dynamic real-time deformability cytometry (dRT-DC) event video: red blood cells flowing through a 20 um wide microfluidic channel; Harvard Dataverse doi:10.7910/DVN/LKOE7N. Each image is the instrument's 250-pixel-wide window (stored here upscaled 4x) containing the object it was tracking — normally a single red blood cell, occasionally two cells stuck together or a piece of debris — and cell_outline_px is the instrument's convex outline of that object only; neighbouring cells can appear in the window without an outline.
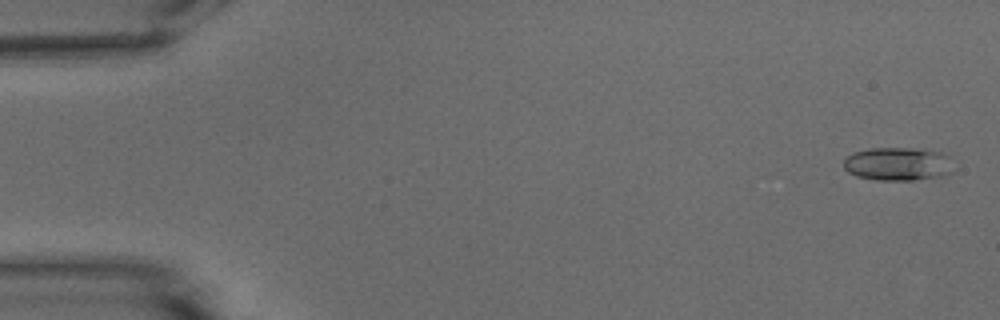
{"species": "common noctule bat (a hibernating species)", "species_latin": "Nyctalus noctula", "temperature_condition": "warm", "stored_images_in_passage": 54, "camera_frame_rate_fps": 3000, "um_per_image_px": 0.085, "animal": {"sex": "male", "body_mass_g": 15.6}, "frame": {"image": 1, "passage_image": 2, "time_ms": 0.333, "image_size_px": [1000, 320], "cell_outline_px": [[956, 168], [952, 172], [940, 176], [912, 180], [876, 180], [856, 176], [848, 172], [844, 168], [844, 160], [852, 152], [868, 148], [912, 148], [940, 152], [948, 156]], "centroid_in_image_um": [76.32, 13.93], "position_along_channel_um": 8.7, "area_um2": 21.5}}
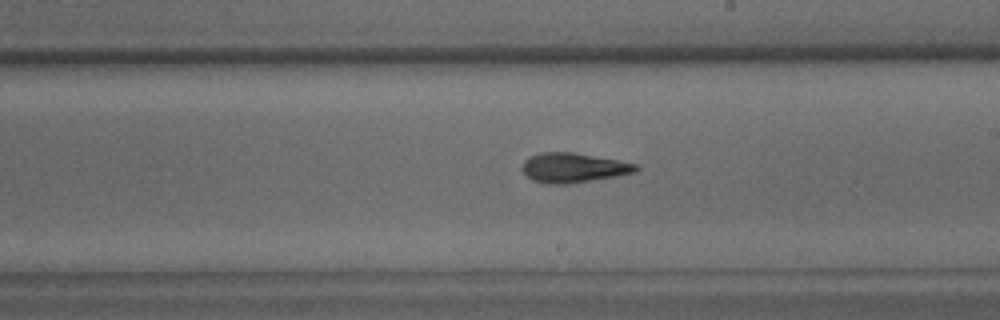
{"frame": {"image": 2, "passage_image": 31, "time_ms": 10.0, "image_size_px": [1000, 320], "cell_outline_px": [[640, 168], [636, 172], [616, 176], [568, 184], [548, 184], [532, 180], [520, 168], [524, 160], [528, 156], [540, 152], [572, 152], [640, 164]], "centroid_in_image_um": [48.73, 14.25], "position_along_channel_um": 240.3, "area_um2": 19.77}}
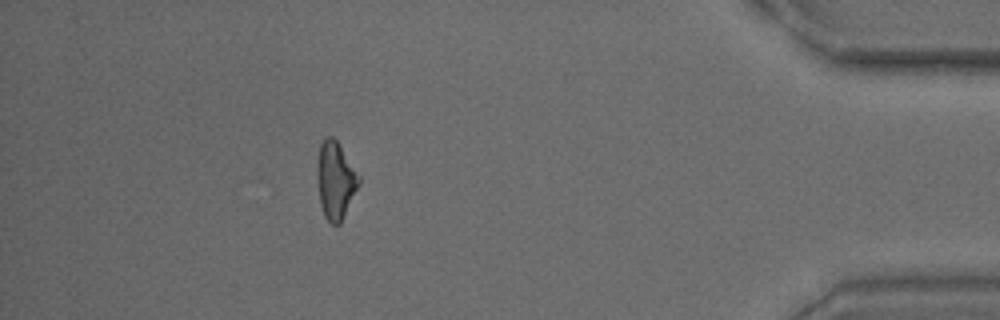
{"frame": {"image": 3, "passage_image": 48, "time_ms": 15.667, "image_size_px": [1000, 320], "cell_outline_px": [[360, 184], [340, 224], [332, 224], [324, 216], [320, 204], [316, 180], [316, 164], [320, 144], [324, 136], [332, 136], [336, 140], [360, 176]], "centroid_in_image_um": [28.49, 15.31], "position_along_channel_um": 406.7, "area_um2": 19.02}, "authors_computed_cell_mechanics": {"area_um2": 19.1896, "velocity_mm_per_s": 3.8005, "shape_relaxation_time_tau1_ms": null, "shape_relaxation_time_tau2_ms": 4.0998, "deformation_change_tau1": null, "deformation_change_tau2": 0.1412}}